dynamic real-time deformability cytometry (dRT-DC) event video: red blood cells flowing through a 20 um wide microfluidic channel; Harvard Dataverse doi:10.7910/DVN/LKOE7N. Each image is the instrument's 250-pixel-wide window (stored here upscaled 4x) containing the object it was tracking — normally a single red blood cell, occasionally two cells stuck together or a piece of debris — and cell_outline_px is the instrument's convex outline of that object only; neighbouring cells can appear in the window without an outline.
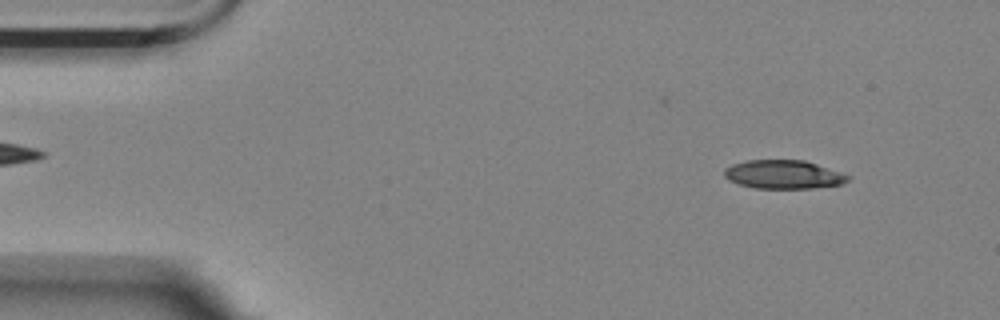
{"species": "Egyptian fruit bat (a non-hibernating species)", "species_latin": "Rousettus aegyptiacus", "temperature_condition": "room temperature", "stored_images_in_passage": 56, "camera_frame_rate_fps": 3000, "um_per_image_px": 0.085, "animal": {"sex": "female"}, "frame": {"image": 1, "passage_image": 5, "time_ms": 1.333, "image_size_px": [1000, 320], "cell_outline_px": [[852, 176], [848, 180], [840, 184], [812, 188], [756, 188], [740, 184], [728, 180], [724, 176], [724, 168], [732, 164], [748, 160], [804, 160]], "centroid_in_image_um": [66.57, 14.82], "position_along_channel_um": 18.4, "area_um2": 20.46}}
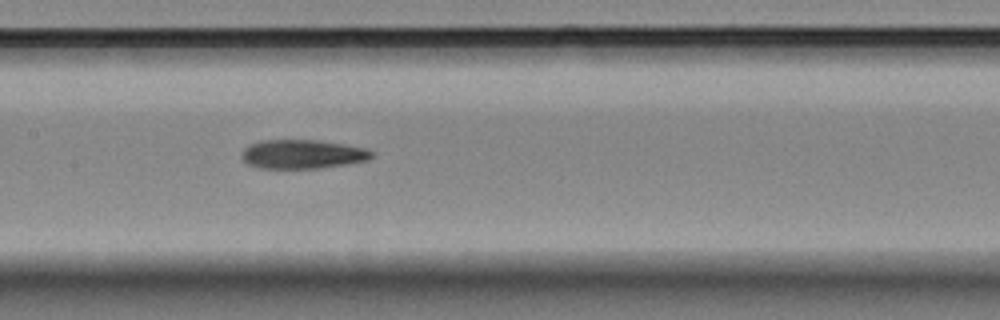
{"frame": {"image": 2, "passage_image": 26, "time_ms": 8.333, "image_size_px": [1000, 320], "cell_outline_px": [[376, 156], [368, 160], [344, 164], [316, 168], [260, 168], [248, 164], [240, 156], [240, 152], [248, 144], [260, 140], [316, 140], [344, 144], [368, 148], [376, 152]], "centroid_in_image_um": [25.72, 13.09], "position_along_channel_um": 181.7, "area_um2": 22.2}}
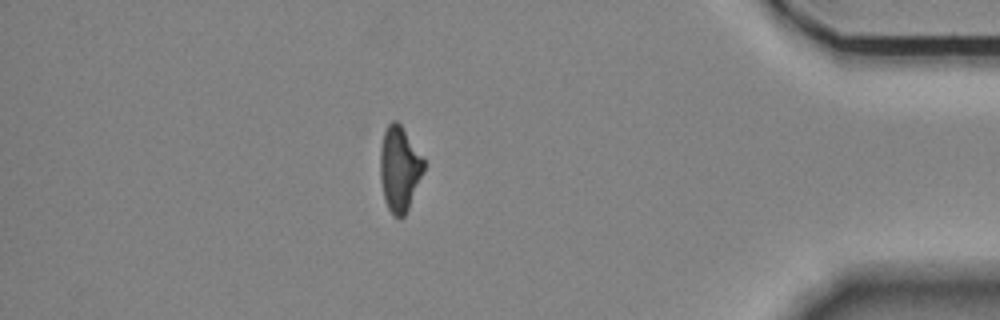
{"frame": {"image": 3, "passage_image": 48, "time_ms": 15.667, "image_size_px": [1000, 320], "cell_outline_px": [[424, 172], [408, 208], [404, 216], [400, 220], [392, 216], [384, 200], [380, 180], [380, 148], [384, 132], [388, 124], [392, 120], [396, 120], [400, 124], [424, 160]], "centroid_in_image_um": [33.93, 14.39], "position_along_channel_um": 401.3, "area_um2": 21.62}, "authors_computed_cell_mechanics": {"area_um2": 22.253, "velocity_mm_per_s": 3.5402, "shape_relaxation_time_tau1_ms": 7.9792, "shape_relaxation_time_tau2_ms": 4.7528, "deformation_change_tau1": 0.23, "deformation_change_tau2": 0.1434}}